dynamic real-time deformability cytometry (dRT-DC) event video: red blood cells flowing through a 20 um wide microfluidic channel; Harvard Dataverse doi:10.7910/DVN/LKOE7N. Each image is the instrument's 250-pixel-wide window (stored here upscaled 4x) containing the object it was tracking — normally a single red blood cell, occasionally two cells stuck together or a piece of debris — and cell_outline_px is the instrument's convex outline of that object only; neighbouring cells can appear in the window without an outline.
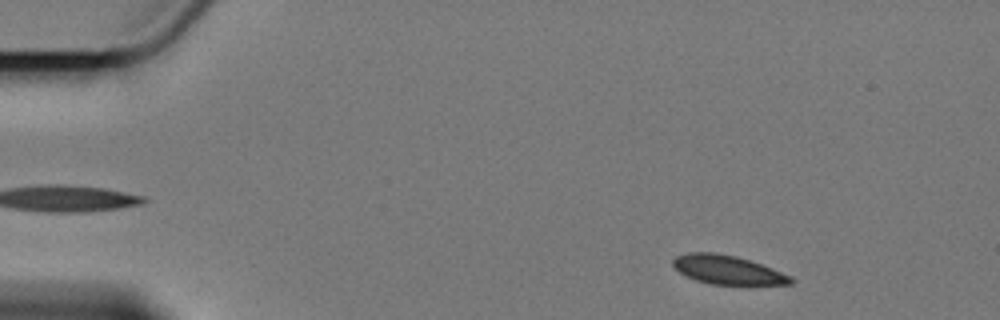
{"species": "Egyptian fruit bat (a non-hibernating species)", "species_latin": "Rousettus aegyptiacus", "temperature_condition": "cold", "stored_images_in_passage": 5, "camera_frame_rate_fps": 3000, "um_per_image_px": 0.085, "animal": {"sex": "female"}, "frame": {"image": 1, "passage_image": 1, "time_ms": 0.0, "image_size_px": [1000, 320], "cell_outline_px": [[796, 280], [792, 284], [712, 284], [696, 280], [680, 272], [672, 264], [672, 260], [676, 256], [688, 252], [716, 252], [736, 256], [772, 268], [792, 276]], "centroid_in_image_um": [61.85, 22.92], "position_along_channel_um": 23.1, "area_um2": 19.65}}
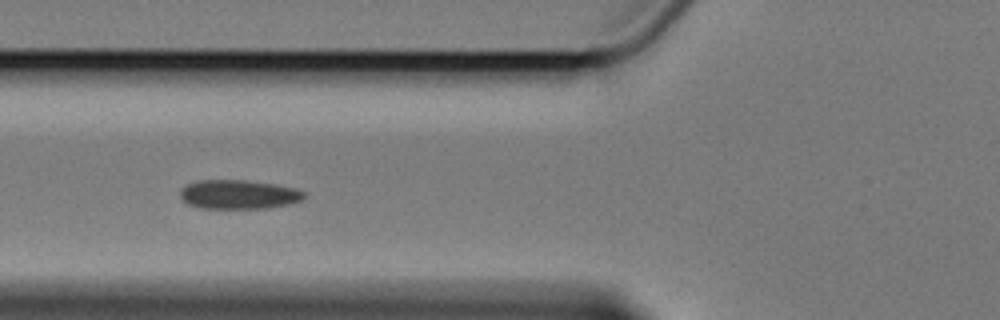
{"frame": {"image": 2, "passage_image": 4, "time_ms": 5.0, "image_size_px": [1000, 320], "cell_outline_px": [[304, 196], [300, 200], [288, 204], [268, 208], [196, 208], [180, 200], [180, 188], [188, 184], [200, 180], [244, 180], [272, 184], [292, 188], [304, 192]], "centroid_in_image_um": [20.19, 16.54], "position_along_channel_um": 105.6, "area_um2": 20.87}}
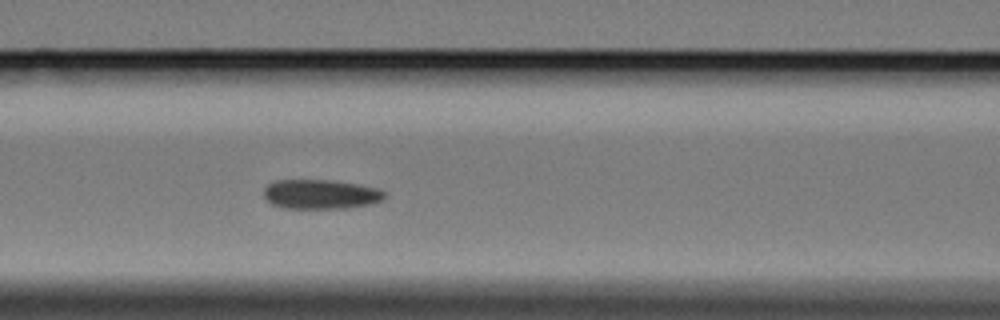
{"frame": {"image": 3, "passage_image": 5, "time_ms": 6.0, "image_size_px": [1000, 320], "cell_outline_px": [[384, 200], [368, 204], [348, 208], [284, 208], [272, 204], [264, 196], [264, 188], [268, 184], [276, 180], [328, 180], [356, 184], [380, 188], [384, 192]], "centroid_in_image_um": [27.25, 16.51], "position_along_channel_um": 139.3, "area_um2": 20.63}}